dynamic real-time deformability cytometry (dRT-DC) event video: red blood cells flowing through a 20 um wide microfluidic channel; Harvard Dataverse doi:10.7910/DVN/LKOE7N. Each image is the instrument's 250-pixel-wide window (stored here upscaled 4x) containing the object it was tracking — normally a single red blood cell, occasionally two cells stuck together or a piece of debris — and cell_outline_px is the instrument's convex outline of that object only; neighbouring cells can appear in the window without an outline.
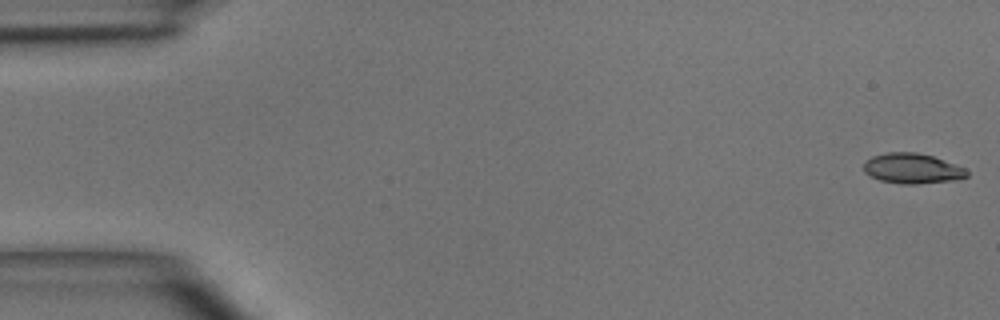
{"species": "common noctule bat (a hibernating species)", "species_latin": "Nyctalus noctula", "temperature_condition": "room temperature", "stored_images_in_passage": 6, "camera_frame_rate_fps": 3000, "um_per_image_px": 0.085, "animal": {"sex": "male", "body_mass_g": 15.6}, "frame": {"image": 1, "passage_image": 1, "time_ms": 0.0, "image_size_px": [1000, 320], "cell_outline_px": [[968, 176], [952, 180], [916, 184], [900, 184], [880, 180], [864, 172], [864, 160], [872, 156], [888, 152], [916, 152], [932, 156], [956, 164], [964, 168], [968, 172]], "centroid_in_image_um": [77.52, 14.31], "position_along_channel_um": 7.5, "area_um2": 18.09}}
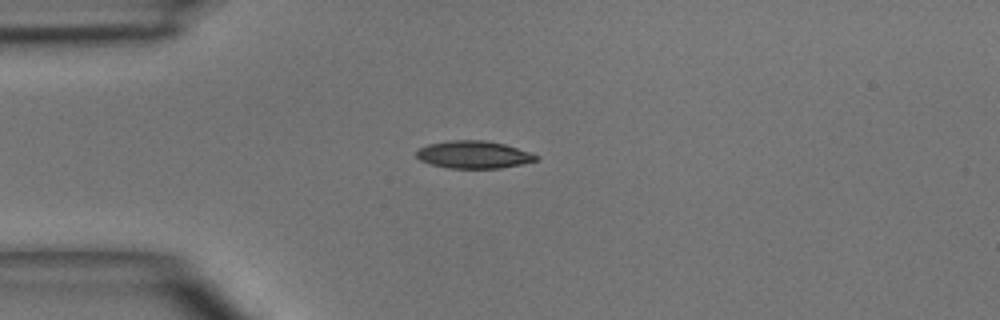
{"frame": {"image": 2, "passage_image": 4, "time_ms": 3.667, "image_size_px": [1000, 320], "cell_outline_px": [[540, 160], [500, 168], [448, 168], [432, 164], [420, 160], [416, 156], [416, 152], [420, 148], [428, 144], [448, 140], [484, 140], [504, 144], [540, 156]], "centroid_in_image_um": [40.26, 13.14], "position_along_channel_um": 44.7, "area_um2": 19.07}}
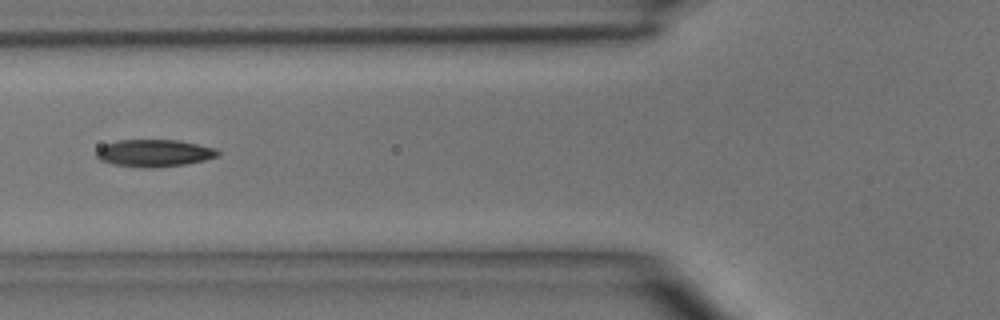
{"frame": {"image": 3, "passage_image": 6, "time_ms": 5.667, "image_size_px": [1000, 320], "cell_outline_px": [[220, 156], [204, 160], [184, 164], [156, 168], [144, 168], [112, 164], [100, 160], [96, 156], [96, 152], [104, 144], [116, 140], [180, 140], [216, 148], [220, 152]], "centroid_in_image_um": [13.12, 13.01], "position_along_channel_um": 112.7, "area_um2": 19.42}}